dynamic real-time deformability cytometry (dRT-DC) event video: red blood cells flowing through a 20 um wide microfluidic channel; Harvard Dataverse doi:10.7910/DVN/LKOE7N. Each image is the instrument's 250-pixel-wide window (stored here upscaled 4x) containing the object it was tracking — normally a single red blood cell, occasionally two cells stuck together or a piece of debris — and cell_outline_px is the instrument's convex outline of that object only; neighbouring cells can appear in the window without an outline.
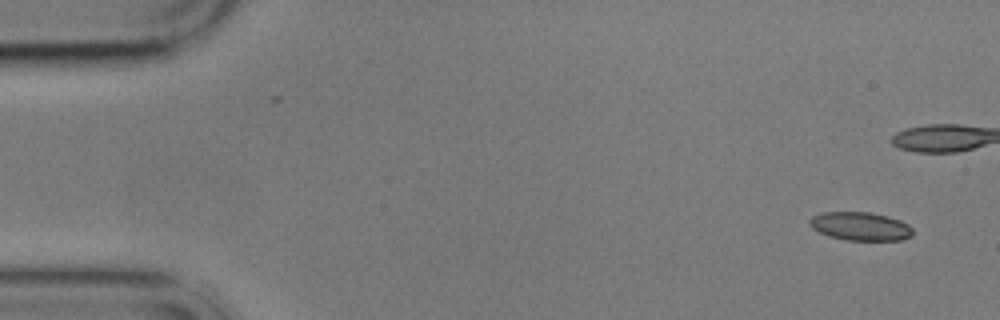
{"species": "common noctule bat (a hibernating species)", "species_latin": "Nyctalus noctula", "temperature_condition": "cold", "stored_images_in_passage": 8, "segment_of_instrument_passage": [1, 2], "camera_frame_rate_fps": 3000, "um_per_image_px": 0.085, "animal": {"sex": "male", "body_mass_g": 17.9}, "frame": {"image": 1, "passage_image": 1, "time_ms": 0.0, "image_size_px": [1000, 320], "cell_outline_px": [[912, 236], [900, 240], [848, 240], [828, 236], [812, 228], [808, 224], [808, 220], [812, 216], [820, 212], [872, 212], [888, 216], [900, 220], [908, 224], [912, 228]], "centroid_in_image_um": [73.11, 19.22], "position_along_channel_um": 11.9, "area_um2": 17.22}}
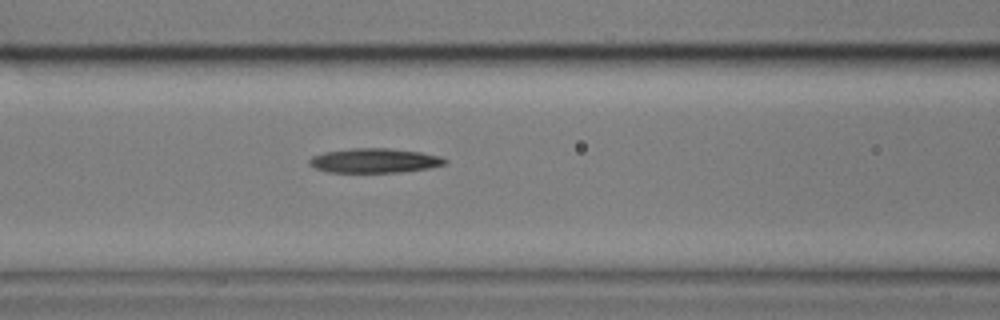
{"frame": {"image": 2, "passage_image": 7, "time_ms": 8.0, "image_size_px": [1000, 320], "cell_outline_px": [[448, 160], [444, 164], [428, 168], [400, 172], [328, 172], [316, 168], [308, 164], [308, 160], [312, 156], [324, 152], [348, 148], [388, 148], [420, 152], [440, 156]], "centroid_in_image_um": [31.8, 13.64], "position_along_channel_um": 134.8, "area_um2": 19.31}}